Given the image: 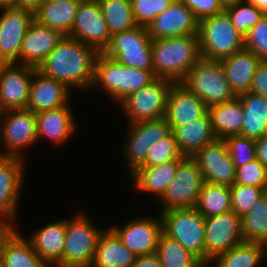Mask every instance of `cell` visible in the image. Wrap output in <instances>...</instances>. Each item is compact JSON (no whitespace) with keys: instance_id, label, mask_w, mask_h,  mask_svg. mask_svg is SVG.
Listing matches in <instances>:
<instances>
[{"instance_id":"obj_7","label":"cell","mask_w":267,"mask_h":267,"mask_svg":"<svg viewBox=\"0 0 267 267\" xmlns=\"http://www.w3.org/2000/svg\"><path fill=\"white\" fill-rule=\"evenodd\" d=\"M86 214L66 219L63 267H91L100 230Z\"/></svg>"},{"instance_id":"obj_51","label":"cell","mask_w":267,"mask_h":267,"mask_svg":"<svg viewBox=\"0 0 267 267\" xmlns=\"http://www.w3.org/2000/svg\"><path fill=\"white\" fill-rule=\"evenodd\" d=\"M45 0H14L13 7L29 10L35 13Z\"/></svg>"},{"instance_id":"obj_38","label":"cell","mask_w":267,"mask_h":267,"mask_svg":"<svg viewBox=\"0 0 267 267\" xmlns=\"http://www.w3.org/2000/svg\"><path fill=\"white\" fill-rule=\"evenodd\" d=\"M111 35L134 29L135 22L130 0H98Z\"/></svg>"},{"instance_id":"obj_25","label":"cell","mask_w":267,"mask_h":267,"mask_svg":"<svg viewBox=\"0 0 267 267\" xmlns=\"http://www.w3.org/2000/svg\"><path fill=\"white\" fill-rule=\"evenodd\" d=\"M169 127L184 157H193L203 147L217 140L208 112L187 124Z\"/></svg>"},{"instance_id":"obj_35","label":"cell","mask_w":267,"mask_h":267,"mask_svg":"<svg viewBox=\"0 0 267 267\" xmlns=\"http://www.w3.org/2000/svg\"><path fill=\"white\" fill-rule=\"evenodd\" d=\"M195 209L204 217L232 211L230 187L204 181Z\"/></svg>"},{"instance_id":"obj_5","label":"cell","mask_w":267,"mask_h":267,"mask_svg":"<svg viewBox=\"0 0 267 267\" xmlns=\"http://www.w3.org/2000/svg\"><path fill=\"white\" fill-rule=\"evenodd\" d=\"M163 233L178 241L205 265V217L195 208L160 211Z\"/></svg>"},{"instance_id":"obj_18","label":"cell","mask_w":267,"mask_h":267,"mask_svg":"<svg viewBox=\"0 0 267 267\" xmlns=\"http://www.w3.org/2000/svg\"><path fill=\"white\" fill-rule=\"evenodd\" d=\"M206 182L231 186L235 182L236 167L223 140L203 147L192 157Z\"/></svg>"},{"instance_id":"obj_52","label":"cell","mask_w":267,"mask_h":267,"mask_svg":"<svg viewBox=\"0 0 267 267\" xmlns=\"http://www.w3.org/2000/svg\"><path fill=\"white\" fill-rule=\"evenodd\" d=\"M249 3L254 4L258 9H261L267 14V0H247Z\"/></svg>"},{"instance_id":"obj_11","label":"cell","mask_w":267,"mask_h":267,"mask_svg":"<svg viewBox=\"0 0 267 267\" xmlns=\"http://www.w3.org/2000/svg\"><path fill=\"white\" fill-rule=\"evenodd\" d=\"M173 83L168 79L157 78L124 99L119 106L129 124L165 117L167 97Z\"/></svg>"},{"instance_id":"obj_34","label":"cell","mask_w":267,"mask_h":267,"mask_svg":"<svg viewBox=\"0 0 267 267\" xmlns=\"http://www.w3.org/2000/svg\"><path fill=\"white\" fill-rule=\"evenodd\" d=\"M264 257L267 258L266 244L244 241L216 256L208 265H213V267H258Z\"/></svg>"},{"instance_id":"obj_40","label":"cell","mask_w":267,"mask_h":267,"mask_svg":"<svg viewBox=\"0 0 267 267\" xmlns=\"http://www.w3.org/2000/svg\"><path fill=\"white\" fill-rule=\"evenodd\" d=\"M183 157L174 134L170 131L148 149L146 160L140 167H153L168 161L179 160Z\"/></svg>"},{"instance_id":"obj_1","label":"cell","mask_w":267,"mask_h":267,"mask_svg":"<svg viewBox=\"0 0 267 267\" xmlns=\"http://www.w3.org/2000/svg\"><path fill=\"white\" fill-rule=\"evenodd\" d=\"M98 54L95 48L64 36L37 69L44 75L65 83L69 88L89 90Z\"/></svg>"},{"instance_id":"obj_44","label":"cell","mask_w":267,"mask_h":267,"mask_svg":"<svg viewBox=\"0 0 267 267\" xmlns=\"http://www.w3.org/2000/svg\"><path fill=\"white\" fill-rule=\"evenodd\" d=\"M244 49L256 54L261 61H267V14L244 37Z\"/></svg>"},{"instance_id":"obj_56","label":"cell","mask_w":267,"mask_h":267,"mask_svg":"<svg viewBox=\"0 0 267 267\" xmlns=\"http://www.w3.org/2000/svg\"><path fill=\"white\" fill-rule=\"evenodd\" d=\"M264 137H267V123H266V126H265Z\"/></svg>"},{"instance_id":"obj_8","label":"cell","mask_w":267,"mask_h":267,"mask_svg":"<svg viewBox=\"0 0 267 267\" xmlns=\"http://www.w3.org/2000/svg\"><path fill=\"white\" fill-rule=\"evenodd\" d=\"M103 54L127 67L153 71L152 39L146 27L137 26L111 35Z\"/></svg>"},{"instance_id":"obj_27","label":"cell","mask_w":267,"mask_h":267,"mask_svg":"<svg viewBox=\"0 0 267 267\" xmlns=\"http://www.w3.org/2000/svg\"><path fill=\"white\" fill-rule=\"evenodd\" d=\"M225 78L237 97L250 91L254 73L261 59L253 52L243 49L220 60Z\"/></svg>"},{"instance_id":"obj_16","label":"cell","mask_w":267,"mask_h":267,"mask_svg":"<svg viewBox=\"0 0 267 267\" xmlns=\"http://www.w3.org/2000/svg\"><path fill=\"white\" fill-rule=\"evenodd\" d=\"M33 73L29 65L0 63V112L27 108Z\"/></svg>"},{"instance_id":"obj_32","label":"cell","mask_w":267,"mask_h":267,"mask_svg":"<svg viewBox=\"0 0 267 267\" xmlns=\"http://www.w3.org/2000/svg\"><path fill=\"white\" fill-rule=\"evenodd\" d=\"M237 97L243 105L244 116L239 135L255 141L262 138L267 123V99L250 91Z\"/></svg>"},{"instance_id":"obj_46","label":"cell","mask_w":267,"mask_h":267,"mask_svg":"<svg viewBox=\"0 0 267 267\" xmlns=\"http://www.w3.org/2000/svg\"><path fill=\"white\" fill-rule=\"evenodd\" d=\"M186 5L198 20L224 11L218 0H178Z\"/></svg>"},{"instance_id":"obj_15","label":"cell","mask_w":267,"mask_h":267,"mask_svg":"<svg viewBox=\"0 0 267 267\" xmlns=\"http://www.w3.org/2000/svg\"><path fill=\"white\" fill-rule=\"evenodd\" d=\"M0 9V63L19 64L22 41L34 21V13L16 7Z\"/></svg>"},{"instance_id":"obj_30","label":"cell","mask_w":267,"mask_h":267,"mask_svg":"<svg viewBox=\"0 0 267 267\" xmlns=\"http://www.w3.org/2000/svg\"><path fill=\"white\" fill-rule=\"evenodd\" d=\"M215 137L223 140L239 135L244 121L243 105L238 97L207 107Z\"/></svg>"},{"instance_id":"obj_54","label":"cell","mask_w":267,"mask_h":267,"mask_svg":"<svg viewBox=\"0 0 267 267\" xmlns=\"http://www.w3.org/2000/svg\"><path fill=\"white\" fill-rule=\"evenodd\" d=\"M14 0H0V8L2 7H13Z\"/></svg>"},{"instance_id":"obj_3","label":"cell","mask_w":267,"mask_h":267,"mask_svg":"<svg viewBox=\"0 0 267 267\" xmlns=\"http://www.w3.org/2000/svg\"><path fill=\"white\" fill-rule=\"evenodd\" d=\"M156 79L154 71L127 67L99 53L95 62L91 89L98 87L104 89L119 105L130 94L150 85Z\"/></svg>"},{"instance_id":"obj_19","label":"cell","mask_w":267,"mask_h":267,"mask_svg":"<svg viewBox=\"0 0 267 267\" xmlns=\"http://www.w3.org/2000/svg\"><path fill=\"white\" fill-rule=\"evenodd\" d=\"M199 20L183 3L175 0L167 9L157 15L148 25L152 40L198 34Z\"/></svg>"},{"instance_id":"obj_21","label":"cell","mask_w":267,"mask_h":267,"mask_svg":"<svg viewBox=\"0 0 267 267\" xmlns=\"http://www.w3.org/2000/svg\"><path fill=\"white\" fill-rule=\"evenodd\" d=\"M65 35L34 20L22 41L19 64L37 68Z\"/></svg>"},{"instance_id":"obj_53","label":"cell","mask_w":267,"mask_h":267,"mask_svg":"<svg viewBox=\"0 0 267 267\" xmlns=\"http://www.w3.org/2000/svg\"><path fill=\"white\" fill-rule=\"evenodd\" d=\"M243 0H218L221 7L225 10L226 8L235 5L238 2H241Z\"/></svg>"},{"instance_id":"obj_41","label":"cell","mask_w":267,"mask_h":267,"mask_svg":"<svg viewBox=\"0 0 267 267\" xmlns=\"http://www.w3.org/2000/svg\"><path fill=\"white\" fill-rule=\"evenodd\" d=\"M230 193L232 211L242 217L266 193V188L234 183L230 186Z\"/></svg>"},{"instance_id":"obj_28","label":"cell","mask_w":267,"mask_h":267,"mask_svg":"<svg viewBox=\"0 0 267 267\" xmlns=\"http://www.w3.org/2000/svg\"><path fill=\"white\" fill-rule=\"evenodd\" d=\"M81 0H45L34 13L40 25L53 28L68 36Z\"/></svg>"},{"instance_id":"obj_33","label":"cell","mask_w":267,"mask_h":267,"mask_svg":"<svg viewBox=\"0 0 267 267\" xmlns=\"http://www.w3.org/2000/svg\"><path fill=\"white\" fill-rule=\"evenodd\" d=\"M1 256L6 267H50L38 256L30 241L17 228L5 240Z\"/></svg>"},{"instance_id":"obj_17","label":"cell","mask_w":267,"mask_h":267,"mask_svg":"<svg viewBox=\"0 0 267 267\" xmlns=\"http://www.w3.org/2000/svg\"><path fill=\"white\" fill-rule=\"evenodd\" d=\"M122 243L136 256L156 252L158 242L163 233L161 216L136 218L128 221L123 227H110Z\"/></svg>"},{"instance_id":"obj_48","label":"cell","mask_w":267,"mask_h":267,"mask_svg":"<svg viewBox=\"0 0 267 267\" xmlns=\"http://www.w3.org/2000/svg\"><path fill=\"white\" fill-rule=\"evenodd\" d=\"M131 267H162L156 252L136 256L135 262Z\"/></svg>"},{"instance_id":"obj_22","label":"cell","mask_w":267,"mask_h":267,"mask_svg":"<svg viewBox=\"0 0 267 267\" xmlns=\"http://www.w3.org/2000/svg\"><path fill=\"white\" fill-rule=\"evenodd\" d=\"M70 90L65 83L44 75L34 67L27 109L38 113L66 106Z\"/></svg>"},{"instance_id":"obj_31","label":"cell","mask_w":267,"mask_h":267,"mask_svg":"<svg viewBox=\"0 0 267 267\" xmlns=\"http://www.w3.org/2000/svg\"><path fill=\"white\" fill-rule=\"evenodd\" d=\"M177 167L178 160H173L153 167H139L129 176L138 191L152 193L160 199L174 178Z\"/></svg>"},{"instance_id":"obj_9","label":"cell","mask_w":267,"mask_h":267,"mask_svg":"<svg viewBox=\"0 0 267 267\" xmlns=\"http://www.w3.org/2000/svg\"><path fill=\"white\" fill-rule=\"evenodd\" d=\"M37 141V120L34 112L27 108L0 112V147L5 150L4 153L0 152V156L23 158L22 149L36 144Z\"/></svg>"},{"instance_id":"obj_4","label":"cell","mask_w":267,"mask_h":267,"mask_svg":"<svg viewBox=\"0 0 267 267\" xmlns=\"http://www.w3.org/2000/svg\"><path fill=\"white\" fill-rule=\"evenodd\" d=\"M198 39L201 58L220 61L244 49V37L223 12L199 20Z\"/></svg>"},{"instance_id":"obj_55","label":"cell","mask_w":267,"mask_h":267,"mask_svg":"<svg viewBox=\"0 0 267 267\" xmlns=\"http://www.w3.org/2000/svg\"><path fill=\"white\" fill-rule=\"evenodd\" d=\"M0 267H6L5 261L2 256H0Z\"/></svg>"},{"instance_id":"obj_37","label":"cell","mask_w":267,"mask_h":267,"mask_svg":"<svg viewBox=\"0 0 267 267\" xmlns=\"http://www.w3.org/2000/svg\"><path fill=\"white\" fill-rule=\"evenodd\" d=\"M156 254L162 267H206L178 241L161 234Z\"/></svg>"},{"instance_id":"obj_24","label":"cell","mask_w":267,"mask_h":267,"mask_svg":"<svg viewBox=\"0 0 267 267\" xmlns=\"http://www.w3.org/2000/svg\"><path fill=\"white\" fill-rule=\"evenodd\" d=\"M66 219L48 223L37 229L28 240L50 267H63Z\"/></svg>"},{"instance_id":"obj_39","label":"cell","mask_w":267,"mask_h":267,"mask_svg":"<svg viewBox=\"0 0 267 267\" xmlns=\"http://www.w3.org/2000/svg\"><path fill=\"white\" fill-rule=\"evenodd\" d=\"M231 18L233 26L237 31L245 37L249 30L262 18L265 14L254 4L247 0L236 3L225 9Z\"/></svg>"},{"instance_id":"obj_20","label":"cell","mask_w":267,"mask_h":267,"mask_svg":"<svg viewBox=\"0 0 267 267\" xmlns=\"http://www.w3.org/2000/svg\"><path fill=\"white\" fill-rule=\"evenodd\" d=\"M23 159L25 158L0 156V217L15 224L18 221L17 203L23 187L26 164Z\"/></svg>"},{"instance_id":"obj_12","label":"cell","mask_w":267,"mask_h":267,"mask_svg":"<svg viewBox=\"0 0 267 267\" xmlns=\"http://www.w3.org/2000/svg\"><path fill=\"white\" fill-rule=\"evenodd\" d=\"M68 37L103 53L111 40L107 22L98 0H81Z\"/></svg>"},{"instance_id":"obj_26","label":"cell","mask_w":267,"mask_h":267,"mask_svg":"<svg viewBox=\"0 0 267 267\" xmlns=\"http://www.w3.org/2000/svg\"><path fill=\"white\" fill-rule=\"evenodd\" d=\"M70 105L43 110L35 113L37 120V138H48L54 144H62L73 135L76 130L75 117Z\"/></svg>"},{"instance_id":"obj_43","label":"cell","mask_w":267,"mask_h":267,"mask_svg":"<svg viewBox=\"0 0 267 267\" xmlns=\"http://www.w3.org/2000/svg\"><path fill=\"white\" fill-rule=\"evenodd\" d=\"M133 16L138 26L148 27L157 15L175 0H130Z\"/></svg>"},{"instance_id":"obj_49","label":"cell","mask_w":267,"mask_h":267,"mask_svg":"<svg viewBox=\"0 0 267 267\" xmlns=\"http://www.w3.org/2000/svg\"><path fill=\"white\" fill-rule=\"evenodd\" d=\"M16 225L13 221L0 217V256L2 253V247L5 240L16 229Z\"/></svg>"},{"instance_id":"obj_29","label":"cell","mask_w":267,"mask_h":267,"mask_svg":"<svg viewBox=\"0 0 267 267\" xmlns=\"http://www.w3.org/2000/svg\"><path fill=\"white\" fill-rule=\"evenodd\" d=\"M135 259L136 255L108 228L99 237L91 267H131Z\"/></svg>"},{"instance_id":"obj_50","label":"cell","mask_w":267,"mask_h":267,"mask_svg":"<svg viewBox=\"0 0 267 267\" xmlns=\"http://www.w3.org/2000/svg\"><path fill=\"white\" fill-rule=\"evenodd\" d=\"M257 159L267 168V137L255 141Z\"/></svg>"},{"instance_id":"obj_2","label":"cell","mask_w":267,"mask_h":267,"mask_svg":"<svg viewBox=\"0 0 267 267\" xmlns=\"http://www.w3.org/2000/svg\"><path fill=\"white\" fill-rule=\"evenodd\" d=\"M152 59L157 78L181 82L201 59L198 34L152 40Z\"/></svg>"},{"instance_id":"obj_36","label":"cell","mask_w":267,"mask_h":267,"mask_svg":"<svg viewBox=\"0 0 267 267\" xmlns=\"http://www.w3.org/2000/svg\"><path fill=\"white\" fill-rule=\"evenodd\" d=\"M241 233L246 242H259L267 245L266 193L241 217Z\"/></svg>"},{"instance_id":"obj_14","label":"cell","mask_w":267,"mask_h":267,"mask_svg":"<svg viewBox=\"0 0 267 267\" xmlns=\"http://www.w3.org/2000/svg\"><path fill=\"white\" fill-rule=\"evenodd\" d=\"M129 133L123 147L130 175L146 160L148 149L165 137L171 130L165 119L144 120L128 124ZM131 129V130H130Z\"/></svg>"},{"instance_id":"obj_42","label":"cell","mask_w":267,"mask_h":267,"mask_svg":"<svg viewBox=\"0 0 267 267\" xmlns=\"http://www.w3.org/2000/svg\"><path fill=\"white\" fill-rule=\"evenodd\" d=\"M223 141L236 168L257 159L254 139L235 135L226 137Z\"/></svg>"},{"instance_id":"obj_23","label":"cell","mask_w":267,"mask_h":267,"mask_svg":"<svg viewBox=\"0 0 267 267\" xmlns=\"http://www.w3.org/2000/svg\"><path fill=\"white\" fill-rule=\"evenodd\" d=\"M206 104L180 82L173 83L167 97L165 119L169 126H181L202 117Z\"/></svg>"},{"instance_id":"obj_13","label":"cell","mask_w":267,"mask_h":267,"mask_svg":"<svg viewBox=\"0 0 267 267\" xmlns=\"http://www.w3.org/2000/svg\"><path fill=\"white\" fill-rule=\"evenodd\" d=\"M205 266L218 255L244 242L241 233V217L229 211L217 216L205 217Z\"/></svg>"},{"instance_id":"obj_45","label":"cell","mask_w":267,"mask_h":267,"mask_svg":"<svg viewBox=\"0 0 267 267\" xmlns=\"http://www.w3.org/2000/svg\"><path fill=\"white\" fill-rule=\"evenodd\" d=\"M236 184L267 188V168L258 160L236 168Z\"/></svg>"},{"instance_id":"obj_10","label":"cell","mask_w":267,"mask_h":267,"mask_svg":"<svg viewBox=\"0 0 267 267\" xmlns=\"http://www.w3.org/2000/svg\"><path fill=\"white\" fill-rule=\"evenodd\" d=\"M204 183L203 175L192 157L178 160L176 174L159 199L161 211L195 208Z\"/></svg>"},{"instance_id":"obj_47","label":"cell","mask_w":267,"mask_h":267,"mask_svg":"<svg viewBox=\"0 0 267 267\" xmlns=\"http://www.w3.org/2000/svg\"><path fill=\"white\" fill-rule=\"evenodd\" d=\"M250 92L267 99V61H261L254 73Z\"/></svg>"},{"instance_id":"obj_6","label":"cell","mask_w":267,"mask_h":267,"mask_svg":"<svg viewBox=\"0 0 267 267\" xmlns=\"http://www.w3.org/2000/svg\"><path fill=\"white\" fill-rule=\"evenodd\" d=\"M203 101L207 107L230 101L232 92L220 61L201 58L180 82Z\"/></svg>"}]
</instances>
